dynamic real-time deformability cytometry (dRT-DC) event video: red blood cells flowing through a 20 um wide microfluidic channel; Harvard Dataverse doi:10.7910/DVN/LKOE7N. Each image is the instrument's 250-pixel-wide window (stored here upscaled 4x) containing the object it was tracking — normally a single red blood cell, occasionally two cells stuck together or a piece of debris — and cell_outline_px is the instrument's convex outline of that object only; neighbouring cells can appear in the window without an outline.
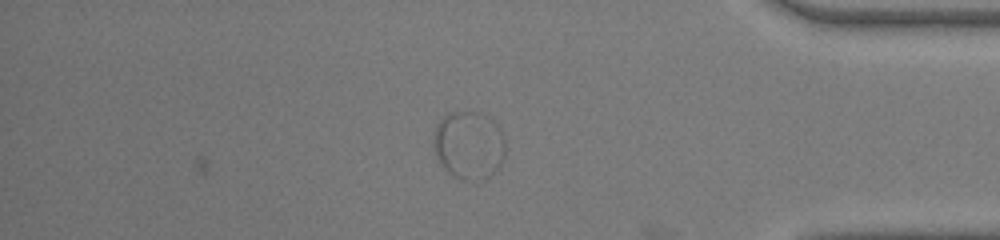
{"species": "common noctule bat (a hibernating species)", "species_latin": "Nyctalus noctula", "temperature_condition": "warm", "stored_images_in_passage": 39, "segment_of_instrument_passage": [2, 2], "camera_frame_rate_fps": 3000, "um_per_image_px": 0.085, "animal": {"sex": "male", "body_mass_g": 19.0, "forearm_length_mm": 50.8}, "frame": {"image": 1, "passage_image": 39, "time_ms": 12.667, "image_size_px": [1000, 240], "cell_outline_px": [[504, 156], [500, 164], [488, 176], [480, 180], [468, 180], [452, 176], [440, 164], [436, 156], [432, 144], [432, 140], [436, 124], [444, 116], [452, 112], [480, 112], [488, 116], [500, 128], [504, 136]], "centroid_in_image_um": [39.82, 12.32], "position_along_channel_um": 395.4, "area_um2": 28.55}}